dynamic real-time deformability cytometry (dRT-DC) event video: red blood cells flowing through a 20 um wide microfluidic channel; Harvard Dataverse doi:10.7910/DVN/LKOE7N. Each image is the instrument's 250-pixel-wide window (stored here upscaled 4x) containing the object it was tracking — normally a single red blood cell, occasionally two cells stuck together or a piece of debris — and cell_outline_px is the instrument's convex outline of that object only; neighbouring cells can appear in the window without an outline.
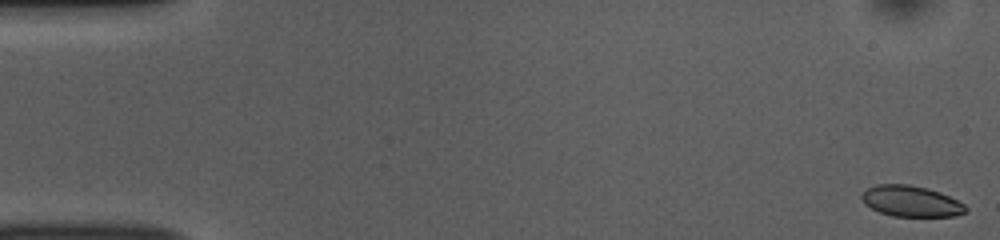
{"species": "common noctule bat (a hibernating species)", "species_latin": "Nyctalus noctula", "temperature_condition": "room temperature", "stored_images_in_passage": 53, "camera_frame_rate_fps": 3000, "um_per_image_px": 0.085, "animal": {"sex": "female", "body_mass_g": 10.0, "forearm_length_mm": 53.1}, "frame": {"image": 1, "passage_image": 1, "time_ms": 0.0, "image_size_px": [1000, 240], "cell_outline_px": [[968, 212], [956, 216], [892, 216], [880, 212], [864, 204], [860, 196], [868, 188], [876, 184], [908, 184], [928, 188], [940, 192], [964, 204], [968, 208]], "centroid_in_image_um": [77.45, 17.1], "position_along_channel_um": 7.6, "area_um2": 18.79}}
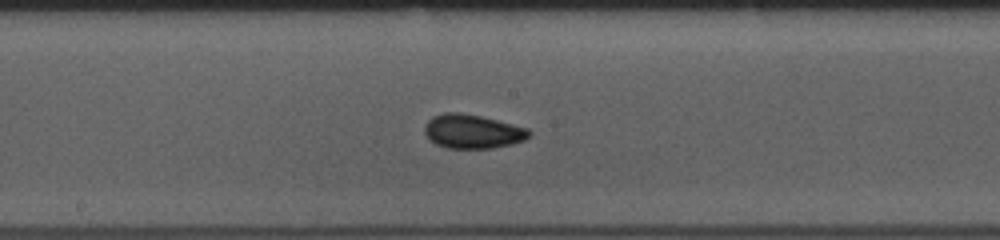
{"frame": {"image": 2, "passage_image": 28, "time_ms": 9.0, "image_size_px": [1000, 240], "cell_outline_px": [[532, 132], [524, 140], [512, 144], [492, 148], [448, 148], [436, 144], [428, 140], [424, 132], [424, 124], [432, 116], [444, 112], [460, 112], [480, 116], [528, 128]], "centroid_in_image_um": [40.12, 11.17], "position_along_channel_um": 208.1, "area_um2": 20.81}}
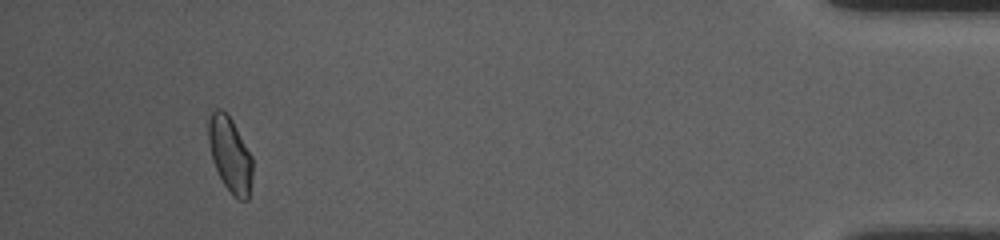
{"frame": {"image": 3, "passage_image": 50, "time_ms": 16.333, "image_size_px": [1000, 240], "cell_outline_px": [[252, 176], [248, 200], [236, 200], [232, 196], [224, 184], [212, 160], [208, 140], [208, 112], [216, 108], [220, 108], [232, 120], [252, 156]], "centroid_in_image_um": [19.54, 13.13], "position_along_channel_um": 415.7, "area_um2": 19.42}, "authors_computed_cell_mechanics": {"area_um2": 19.5942, "velocity_mm_per_s": 3.7433, "shape_relaxation_time_tau1_ms": 2.8107, "shape_relaxation_time_tau2_ms": 1.8463, "deformation_change_tau1": 0.0808, "deformation_change_tau2": 0.0368}}